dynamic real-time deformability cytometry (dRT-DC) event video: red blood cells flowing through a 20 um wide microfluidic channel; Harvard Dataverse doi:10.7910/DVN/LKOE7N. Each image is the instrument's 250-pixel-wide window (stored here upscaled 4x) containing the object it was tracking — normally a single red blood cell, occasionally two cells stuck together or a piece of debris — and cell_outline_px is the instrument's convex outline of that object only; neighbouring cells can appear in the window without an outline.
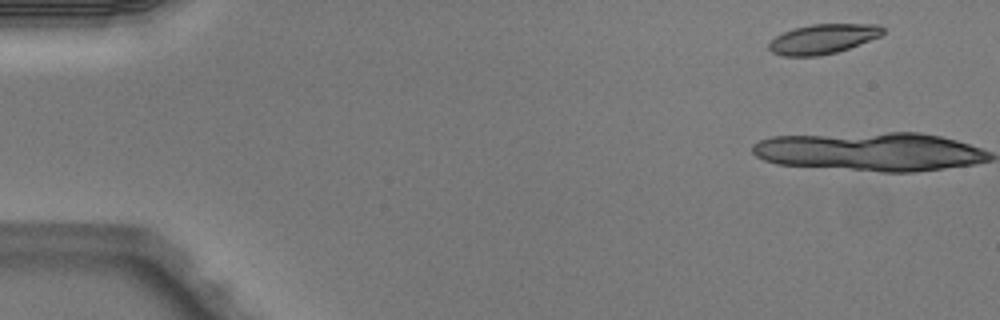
{"species": "Egyptian fruit bat (a non-hibernating species)", "species_latin": "Rousettus aegyptiacus", "temperature_condition": "warm", "stored_images_in_passage": 3, "segment_of_instrument_passage": [2, 2], "camera_frame_rate_fps": 3000, "um_per_image_px": 0.085, "animal": {"sex": "male"}, "frame": {"image": 1, "passage_image": 3, "time_ms": 0.667, "image_size_px": [1000, 320], "cell_outline_px": [[884, 32], [880, 36], [848, 48], [836, 52], [816, 56], [784, 56], [772, 52], [768, 48], [768, 44], [776, 36], [792, 28], [812, 24], [880, 24], [884, 28]], "centroid_in_image_um": [69.94, 3.3], "position_along_channel_um": 15.1, "area_um2": 19.59}}